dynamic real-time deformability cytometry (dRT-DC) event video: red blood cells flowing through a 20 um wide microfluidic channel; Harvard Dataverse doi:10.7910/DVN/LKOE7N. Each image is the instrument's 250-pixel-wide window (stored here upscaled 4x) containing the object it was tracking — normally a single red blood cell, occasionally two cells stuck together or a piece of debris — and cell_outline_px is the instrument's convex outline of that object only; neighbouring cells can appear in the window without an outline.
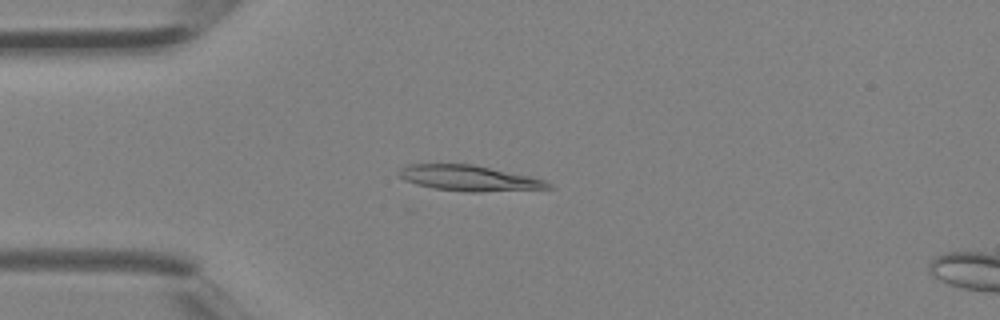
{"species": "Egyptian fruit bat (a non-hibernating species)", "species_latin": "Rousettus aegyptiacus", "temperature_condition": "room temperature", "stored_images_in_passage": 4, "camera_frame_rate_fps": 3000, "um_per_image_px": 0.085, "animal": {"sex": "female"}, "frame": {"image": 1, "passage_image": 3, "time_ms": 0.667, "image_size_px": [1000, 320], "cell_outline_px": [[556, 188], [480, 192], [468, 192], [432, 188], [416, 184], [404, 180], [396, 172], [400, 168], [408, 164], [472, 164], [532, 176], [544, 180]], "centroid_in_image_um": [39.87, 15.14], "position_along_channel_um": 45.1, "area_um2": 22.43}}